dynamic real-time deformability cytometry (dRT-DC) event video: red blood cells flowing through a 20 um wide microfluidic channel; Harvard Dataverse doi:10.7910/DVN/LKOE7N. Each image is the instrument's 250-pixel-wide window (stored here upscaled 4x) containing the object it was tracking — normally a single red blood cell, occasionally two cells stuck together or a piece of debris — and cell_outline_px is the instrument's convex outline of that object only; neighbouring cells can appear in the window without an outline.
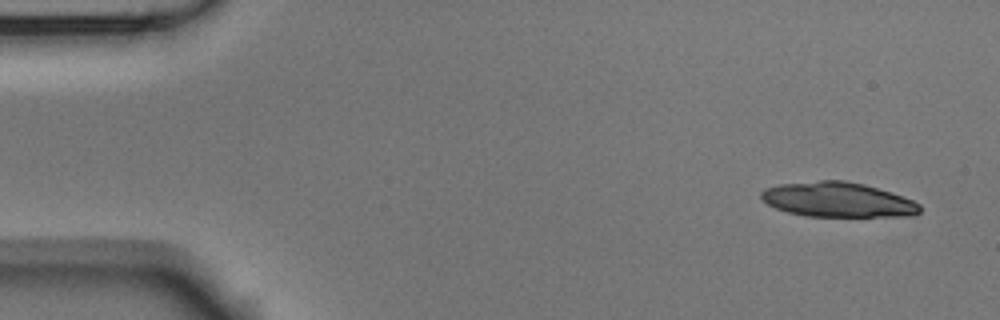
{"species": "Egyptian fruit bat (a non-hibernating species)", "species_latin": "Rousettus aegyptiacus", "temperature_condition": "room temperature", "stored_images_in_passage": 6, "camera_frame_rate_fps": 3000, "um_per_image_px": 0.085, "animal": {"sex": "male"}, "frame": {"image": 1, "passage_image": 1, "time_ms": 0.0, "image_size_px": [1000, 320], "cell_outline_px": [[920, 212], [908, 216], [804, 216], [788, 212], [776, 208], [768, 204], [760, 196], [760, 192], [764, 188], [780, 184], [820, 180], [844, 180], [864, 184], [892, 192], [912, 200], [920, 204]], "centroid_in_image_um": [71.2, 16.97], "position_along_channel_um": 13.8, "area_um2": 32.14}}